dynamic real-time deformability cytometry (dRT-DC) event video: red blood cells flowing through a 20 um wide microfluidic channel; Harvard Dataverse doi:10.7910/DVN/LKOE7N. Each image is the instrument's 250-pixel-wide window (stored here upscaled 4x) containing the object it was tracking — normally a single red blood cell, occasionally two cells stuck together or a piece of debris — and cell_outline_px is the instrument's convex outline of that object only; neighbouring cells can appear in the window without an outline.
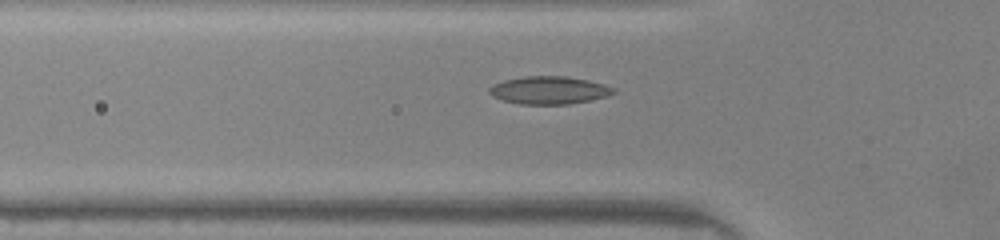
{"species": "common noctule bat (a hibernating species)", "species_latin": "Nyctalus noctula", "temperature_condition": "warm", "stored_images_in_passage": 42, "camera_frame_rate_fps": 3000, "um_per_image_px": 0.085, "animal": {"sex": "male", "body_mass_g": 20.0, "forearm_length_mm": 53.3}, "frame": {"image": 1, "passage_image": 15, "time_ms": 4.667, "image_size_px": [1000, 240], "cell_outline_px": [[616, 92], [608, 96], [568, 104], [520, 104], [504, 100], [492, 96], [488, 92], [488, 88], [504, 80], [524, 76], [568, 76], [588, 80], [604, 84], [616, 88]], "centroid_in_image_um": [46.69, 7.66], "position_along_channel_um": 79.1, "area_um2": 20.06}}
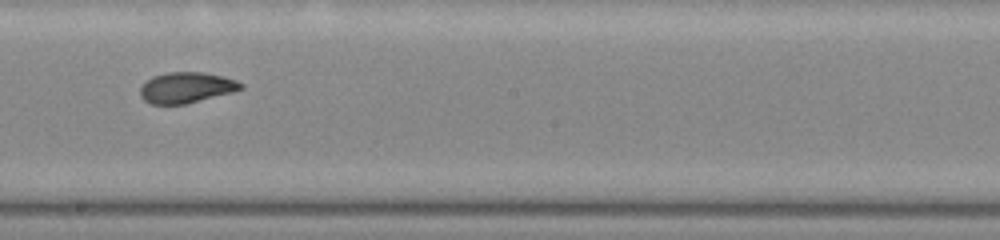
{"frame": {"image": 2, "passage_image": 26, "time_ms": 8.333, "image_size_px": [1000, 240], "cell_outline_px": [[244, 88], [232, 92], [184, 104], [152, 104], [144, 100], [140, 96], [140, 88], [152, 76], [168, 72], [204, 72], [236, 80], [244, 84]], "centroid_in_image_um": [15.83, 7.44], "position_along_channel_um": 232.4, "area_um2": 17.86}}
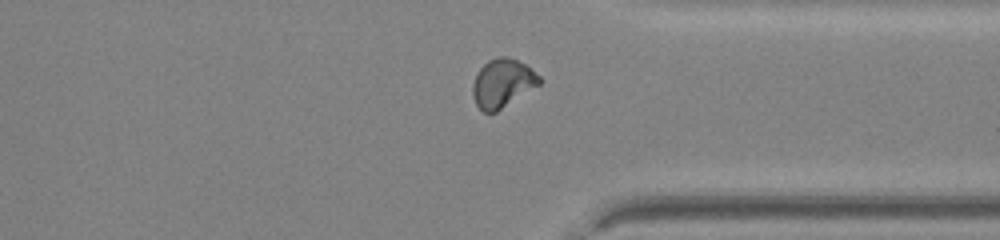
{"frame": {"image": 3, "passage_image": 36, "time_ms": 11.667, "image_size_px": [1000, 240], "cell_outline_px": [[544, 80], [540, 84], [496, 112], [484, 112], [476, 104], [472, 92], [472, 84], [480, 68], [488, 60], [496, 56], [504, 56], [516, 60], [524, 64], [540, 76]], "centroid_in_image_um": [42.71, 7.06], "position_along_channel_um": 368.7, "area_um2": 18.67}}